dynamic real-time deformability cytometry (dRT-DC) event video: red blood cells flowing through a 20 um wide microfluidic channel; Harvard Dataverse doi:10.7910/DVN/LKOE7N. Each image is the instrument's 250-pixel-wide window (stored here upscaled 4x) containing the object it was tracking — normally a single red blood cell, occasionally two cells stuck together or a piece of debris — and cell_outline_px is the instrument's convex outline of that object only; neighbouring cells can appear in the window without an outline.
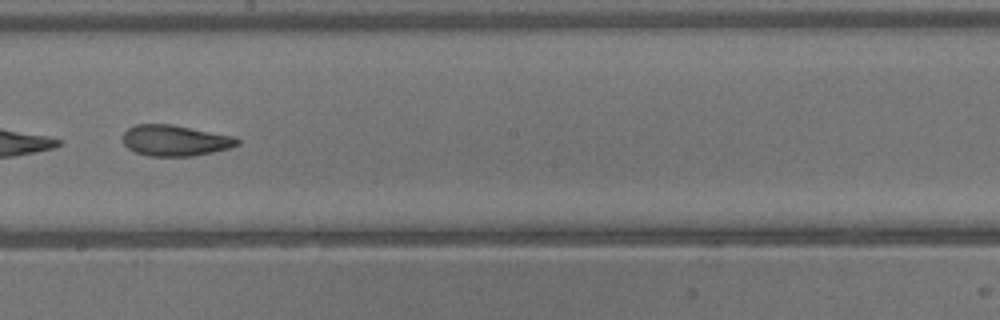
{"species": "common noctule bat (a hibernating species)", "species_latin": "Nyctalus noctula", "temperature_condition": "warm", "stored_images_in_passage": 39, "camera_frame_rate_fps": 3000, "um_per_image_px": 0.085, "animal": {"sex": "male", "body_mass_g": 13.3}, "frame": {"image": 1, "passage_image": 23, "time_ms": 7.333, "image_size_px": [1000, 320], "cell_outline_px": [[240, 144], [228, 148], [212, 152], [192, 156], [148, 156], [136, 152], [128, 148], [124, 144], [124, 132], [128, 128], [136, 124], [172, 124], [236, 136], [240, 140]], "centroid_in_image_um": [14.91, 11.93], "position_along_channel_um": 233.3, "area_um2": 20.69}}